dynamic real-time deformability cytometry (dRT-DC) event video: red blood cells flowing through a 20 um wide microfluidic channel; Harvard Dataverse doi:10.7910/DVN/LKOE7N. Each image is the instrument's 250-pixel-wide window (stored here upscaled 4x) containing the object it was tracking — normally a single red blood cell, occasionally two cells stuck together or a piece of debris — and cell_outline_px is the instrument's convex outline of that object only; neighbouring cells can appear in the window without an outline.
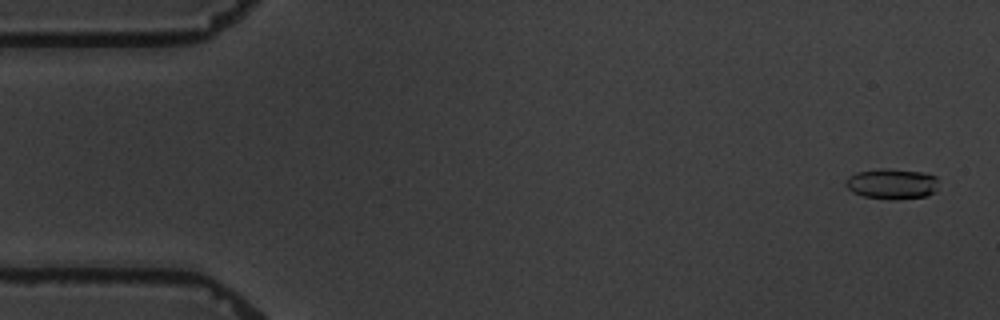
{"species": "common noctule bat (a hibernating species)", "species_latin": "Nyctalus noctula", "temperature_condition": "warm", "stored_images_in_passage": 4, "camera_frame_rate_fps": 3000, "um_per_image_px": 0.085, "animal": {"sex": "male", "body_mass_g": 19.5, "forearm_length_mm": 54.6}, "frame": {"image": 1, "passage_image": 1, "time_ms": 0.0, "image_size_px": [1000, 320], "cell_outline_px": [[940, 180], [936, 192], [924, 196], [896, 200], [892, 200], [864, 196], [852, 192], [844, 184], [844, 180], [848, 176], [856, 172], [880, 168], [888, 168], [924, 172], [936, 176]], "centroid_in_image_um": [75.83, 15.61], "position_along_channel_um": 9.2, "area_um2": 16.94}}
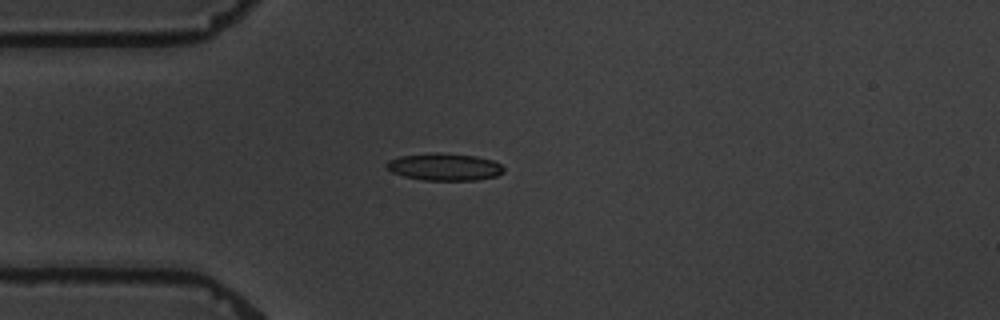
{"frame": {"image": 2, "passage_image": 4, "time_ms": 4.333, "image_size_px": [1000, 320], "cell_outline_px": [[504, 172], [496, 176], [476, 180], [424, 180], [404, 176], [392, 172], [384, 168], [384, 164], [388, 160], [400, 156], [432, 152], [476, 156], [492, 160], [500, 164], [504, 168]], "centroid_in_image_um": [37.74, 14.18], "position_along_channel_um": 47.3, "area_um2": 18.67}}